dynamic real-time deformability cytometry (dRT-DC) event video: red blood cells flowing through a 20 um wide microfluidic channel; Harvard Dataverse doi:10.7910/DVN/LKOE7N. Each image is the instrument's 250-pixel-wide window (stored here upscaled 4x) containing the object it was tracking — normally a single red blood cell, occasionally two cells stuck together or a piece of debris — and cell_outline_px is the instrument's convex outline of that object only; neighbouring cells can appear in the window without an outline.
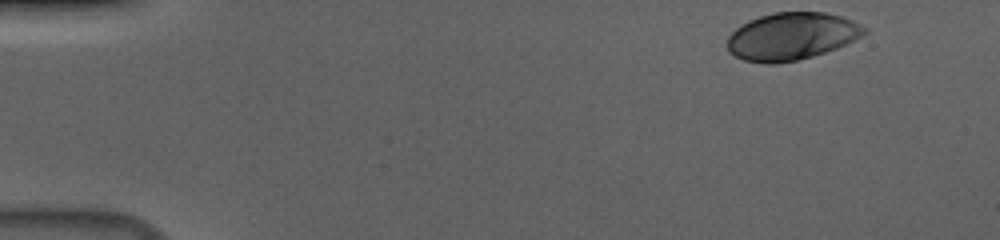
{"species": "human", "species_latin": "Homo sapiens", "temperature_condition": "cold", "stored_images_in_passage": 52, "camera_frame_rate_fps": 3000, "um_per_image_px": 0.085, "donor": {"sex": "male"}, "frame": {"image": 1, "passage_image": 1, "time_ms": 0.0, "image_size_px": [1000, 240], "cell_outline_px": [[868, 32], [836, 48], [812, 56], [796, 60], [772, 64], [768, 64], [744, 60], [728, 52], [728, 36], [740, 24], [748, 20], [772, 12], [824, 12], [840, 16], [852, 20], [868, 28]], "centroid_in_image_um": [67.26, 3.07], "position_along_channel_um": 17.7, "area_um2": 37.69}}
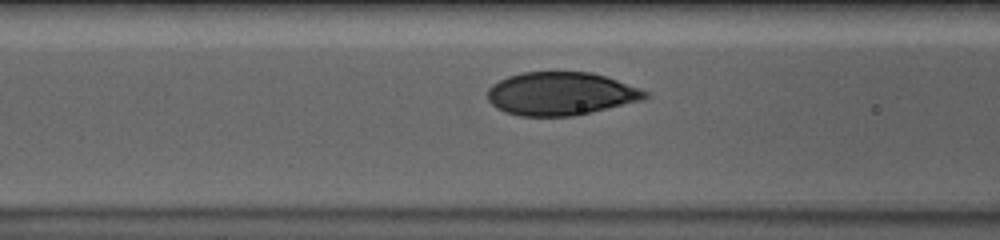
{"frame": {"image": 2, "passage_image": 19, "time_ms": 6.0, "image_size_px": [1000, 240], "cell_outline_px": [[652, 96], [644, 100], [576, 116], [520, 116], [504, 112], [496, 108], [488, 100], [488, 88], [492, 84], [508, 76], [524, 72], [592, 72], [640, 88], [648, 92]], "centroid_in_image_um": [47.69, 7.97], "position_along_channel_um": 118.9, "area_um2": 39.88}}
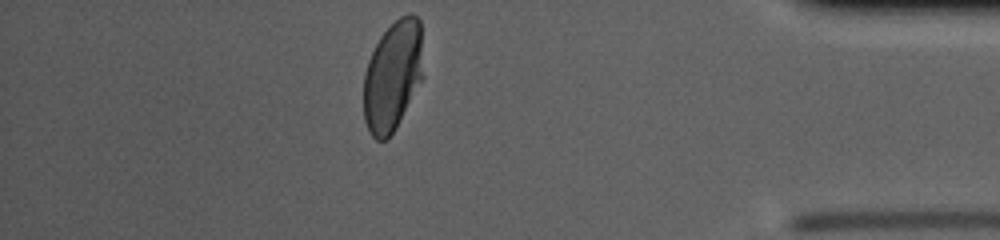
{"frame": {"image": 3, "passage_image": 45, "time_ms": 14.667, "image_size_px": [1000, 240], "cell_outline_px": [[424, 76], [396, 128], [388, 140], [376, 140], [372, 136], [364, 120], [364, 72], [368, 60], [380, 36], [400, 16], [408, 12], [412, 12], [420, 20]], "centroid_in_image_um": [33.4, 6.44], "position_along_channel_um": 401.8, "area_um2": 38.61}, "authors_computed_cell_mechanics": {"area_um2": 39.9109, "velocity_mm_per_s": 3.6742, "shape_relaxation_time_tau1_ms": 3.6566, "shape_relaxation_time_tau2_ms": null, "deformation_change_tau1": 0.153, "deformation_change_tau2": null}}